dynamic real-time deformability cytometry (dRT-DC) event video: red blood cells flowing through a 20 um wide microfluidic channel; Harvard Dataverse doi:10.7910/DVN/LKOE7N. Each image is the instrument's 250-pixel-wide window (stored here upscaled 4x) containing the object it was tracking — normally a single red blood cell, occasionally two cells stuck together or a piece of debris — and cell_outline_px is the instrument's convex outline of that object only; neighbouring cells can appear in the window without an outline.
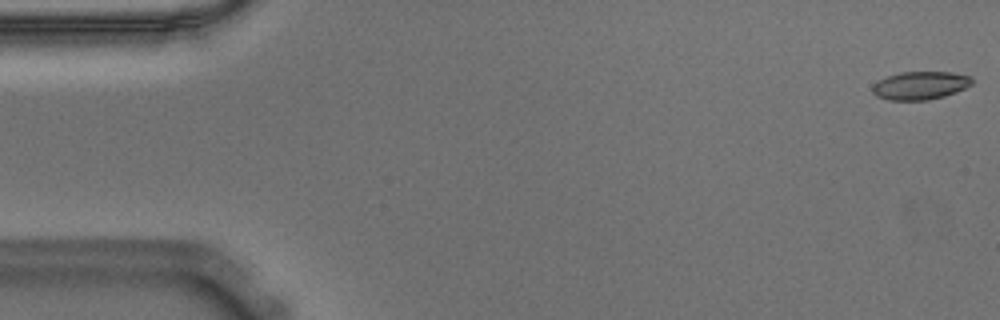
{"species": "Egyptian fruit bat (a non-hibernating species)", "species_latin": "Rousettus aegyptiacus", "temperature_condition": "warm", "stored_images_in_passage": 55, "camera_frame_rate_fps": 3000, "um_per_image_px": 0.085, "animal": {"sex": "male"}, "frame": {"image": 1, "passage_image": 1, "time_ms": 0.0, "image_size_px": [1000, 320], "cell_outline_px": [[972, 84], [956, 92], [944, 96], [928, 100], [888, 100], [876, 96], [872, 92], [872, 84], [876, 80], [900, 72], [952, 72], [972, 76]], "centroid_in_image_um": [78.19, 7.26], "position_along_channel_um": 6.8, "area_um2": 16.47}}
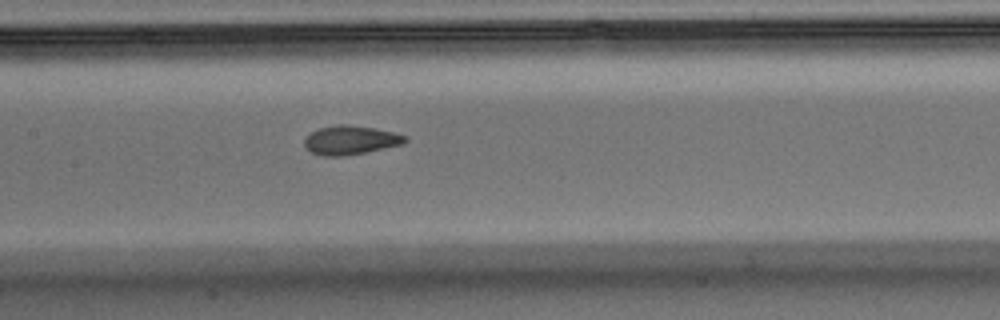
{"frame": {"image": 2, "passage_image": 26, "time_ms": 8.333, "image_size_px": [1000, 320], "cell_outline_px": [[408, 140], [404, 144], [344, 156], [320, 156], [312, 152], [304, 144], [304, 140], [312, 132], [320, 128], [340, 124], [344, 124], [372, 128], [392, 132], [408, 136]], "centroid_in_image_um": [29.82, 11.92], "position_along_channel_um": 177.6, "area_um2": 16.7}}
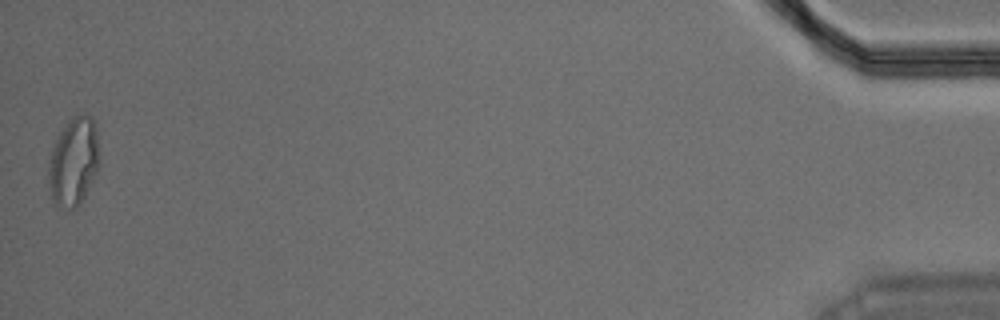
{"frame": {"image": 3, "passage_image": 55, "time_ms": 18.0, "image_size_px": [1000, 320], "cell_outline_px": [[100, 164], [80, 204], [76, 208], [68, 208], [52, 204], [48, 180], [48, 168], [52, 148], [60, 132], [68, 120], [72, 116], [80, 112], [84, 112], [92, 116], [96, 132], [100, 152]], "centroid_in_image_um": [6.26, 13.71], "position_along_channel_um": 428.9, "area_um2": 26.47}, "authors_computed_cell_mechanics": {"area_um2": 16.8198, "velocity_mm_per_s": 3.6164, "shape_relaxation_time_tau1_ms": 4.8748, "shape_relaxation_time_tau2_ms": 1.1344, "deformation_change_tau1": 0.1493, "deformation_change_tau2": 0.0664}}